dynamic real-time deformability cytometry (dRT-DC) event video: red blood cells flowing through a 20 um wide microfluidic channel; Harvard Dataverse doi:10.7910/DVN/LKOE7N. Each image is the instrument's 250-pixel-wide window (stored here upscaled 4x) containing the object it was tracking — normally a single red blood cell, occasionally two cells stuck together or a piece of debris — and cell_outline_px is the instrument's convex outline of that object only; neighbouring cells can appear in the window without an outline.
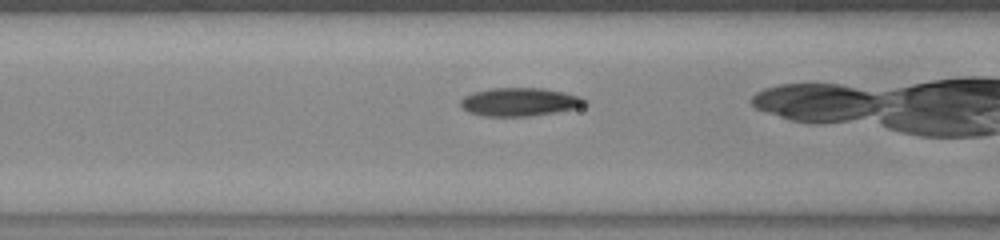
{"species": "common noctule bat (a hibernating species)", "species_latin": "Nyctalus noctula", "temperature_condition": "warm", "stored_images_in_passage": 32, "camera_frame_rate_fps": 3000, "um_per_image_px": 0.085, "animal": {"sex": "female", "body_mass_g": 23.0, "forearm_length_mm": 53.4}, "frame": {"image": 1, "passage_image": 9, "time_ms": 2.667, "image_size_px": [1000, 240], "cell_outline_px": [[588, 104], [576, 108], [556, 112], [528, 116], [484, 116], [468, 112], [460, 104], [460, 100], [464, 96], [476, 92], [492, 88], [544, 88], [564, 92], [580, 96], [588, 100]], "centroid_in_image_um": [44.21, 8.66], "position_along_channel_um": 122.4, "area_um2": 20.46}}
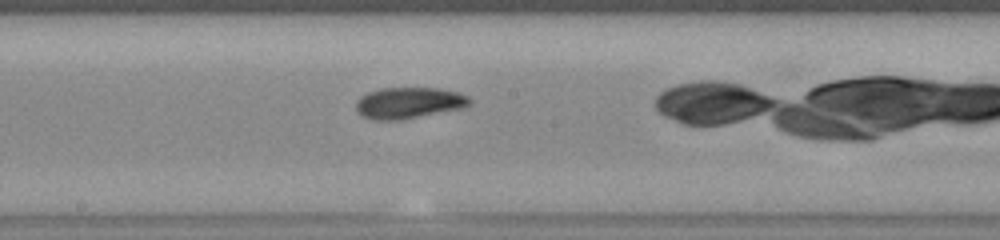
{"frame": {"image": 2, "passage_image": 16, "time_ms": 5.0, "image_size_px": [1000, 240], "cell_outline_px": [[472, 100], [468, 104], [460, 108], [400, 120], [372, 120], [360, 116], [356, 108], [356, 100], [360, 96], [368, 92], [380, 88], [440, 88], [456, 92], [468, 96]], "centroid_in_image_um": [34.68, 8.74], "position_along_channel_um": 213.5, "area_um2": 20.63}}
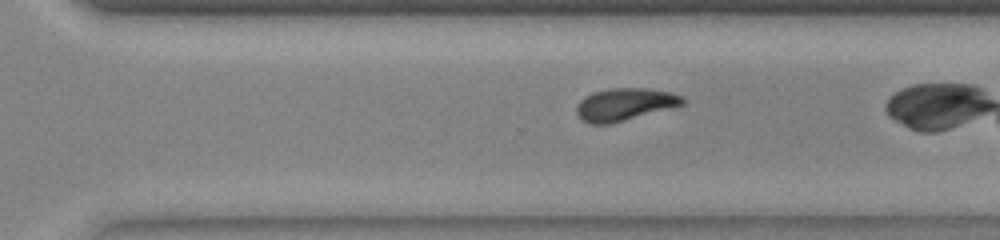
{"frame": {"image": 3, "passage_image": 24, "time_ms": 7.667, "image_size_px": [1000, 240], "cell_outline_px": [[684, 104], [624, 120], [608, 124], [588, 124], [576, 112], [576, 108], [580, 100], [584, 96], [608, 88], [648, 88], [672, 92], [684, 96]], "centroid_in_image_um": [53.11, 8.85], "position_along_channel_um": 317.5, "area_um2": 19.83}, "authors_computed_cell_mechanics": {"area_um2": 20.1144, "velocity_mm_per_s": 3.9125, "shape_relaxation_time_tau1_ms": 9.0732, "shape_relaxation_time_tau2_ms": null, "deformation_change_tau1": 0.1813, "deformation_change_tau2": null}}